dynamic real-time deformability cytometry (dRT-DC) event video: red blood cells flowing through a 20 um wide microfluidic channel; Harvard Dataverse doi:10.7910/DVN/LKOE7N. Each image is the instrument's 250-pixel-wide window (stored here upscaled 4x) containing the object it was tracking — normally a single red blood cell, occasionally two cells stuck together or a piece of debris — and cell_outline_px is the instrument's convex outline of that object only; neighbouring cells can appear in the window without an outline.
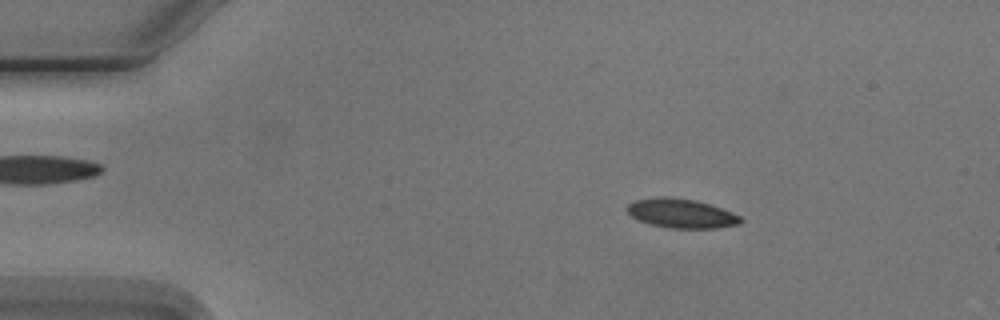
{"species": "Egyptian fruit bat (a non-hibernating species)", "species_latin": "Rousettus aegyptiacus", "temperature_condition": "cold", "stored_images_in_passage": 4, "camera_frame_rate_fps": 3000, "um_per_image_px": 0.085, "animal": {"sex": "male"}, "frame": {"image": 1, "passage_image": 2, "time_ms": 1.333, "image_size_px": [1000, 320], "cell_outline_px": [[744, 220], [740, 224], [716, 228], [668, 228], [648, 224], [632, 216], [624, 208], [628, 204], [636, 200], [660, 196], [664, 196], [696, 200], [720, 208], [740, 216]], "centroid_in_image_um": [57.89, 18.14], "position_along_channel_um": 27.1, "area_um2": 19.31}}